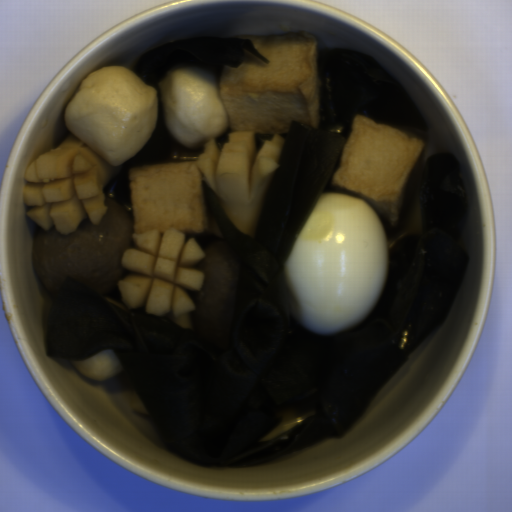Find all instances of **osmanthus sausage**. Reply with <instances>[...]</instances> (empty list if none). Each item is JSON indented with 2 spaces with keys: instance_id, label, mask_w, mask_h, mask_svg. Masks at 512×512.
<instances>
[{
  "instance_id": "1",
  "label": "osmanthus sausage",
  "mask_w": 512,
  "mask_h": 512,
  "mask_svg": "<svg viewBox=\"0 0 512 512\" xmlns=\"http://www.w3.org/2000/svg\"><path fill=\"white\" fill-rule=\"evenodd\" d=\"M121 169L70 132L62 142L33 160L24 172L27 216L45 231L71 234L84 219L102 221L108 211L103 188Z\"/></svg>"
},
{
  "instance_id": "2",
  "label": "osmanthus sausage",
  "mask_w": 512,
  "mask_h": 512,
  "mask_svg": "<svg viewBox=\"0 0 512 512\" xmlns=\"http://www.w3.org/2000/svg\"><path fill=\"white\" fill-rule=\"evenodd\" d=\"M134 247L127 250L122 265L127 276L118 282L120 297L131 311L170 314L182 329L193 330L194 301L184 289L200 291L204 272L195 265L205 258L201 245L183 232L134 231Z\"/></svg>"
},
{
  "instance_id": "3",
  "label": "osmanthus sausage",
  "mask_w": 512,
  "mask_h": 512,
  "mask_svg": "<svg viewBox=\"0 0 512 512\" xmlns=\"http://www.w3.org/2000/svg\"><path fill=\"white\" fill-rule=\"evenodd\" d=\"M286 138L281 133L263 141L256 151L253 132H234L223 147L203 143L197 166L230 222L254 239Z\"/></svg>"
},
{
  "instance_id": "4",
  "label": "osmanthus sausage",
  "mask_w": 512,
  "mask_h": 512,
  "mask_svg": "<svg viewBox=\"0 0 512 512\" xmlns=\"http://www.w3.org/2000/svg\"><path fill=\"white\" fill-rule=\"evenodd\" d=\"M119 382L121 384L122 390L132 409L138 413H141L145 416L150 415L143 402L141 401L139 395L132 389L130 383L128 382L125 375L121 372L117 375Z\"/></svg>"
}]
</instances>
